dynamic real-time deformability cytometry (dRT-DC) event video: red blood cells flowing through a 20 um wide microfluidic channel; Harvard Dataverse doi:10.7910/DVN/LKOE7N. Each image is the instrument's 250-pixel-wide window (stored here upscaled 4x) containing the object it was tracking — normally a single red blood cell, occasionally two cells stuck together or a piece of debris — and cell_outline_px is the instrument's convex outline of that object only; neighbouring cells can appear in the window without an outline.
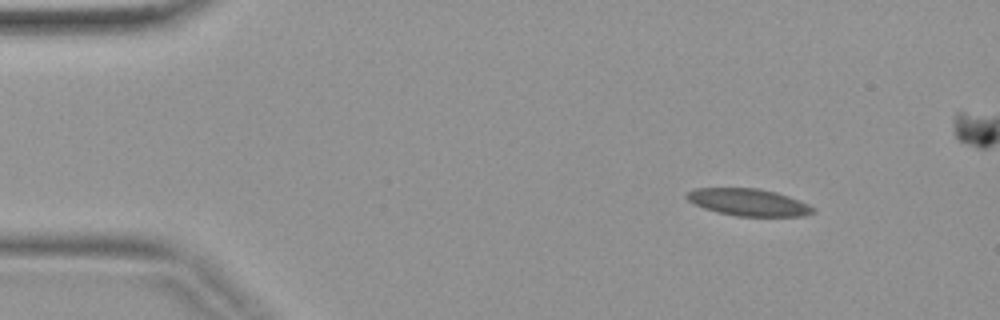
{"species": "common noctule bat (a hibernating species)", "species_latin": "Nyctalus noctula", "temperature_condition": "warm", "stored_images_in_passage": 4, "camera_frame_rate_fps": 3000, "um_per_image_px": 0.085, "animal": {"sex": "female", "body_mass_g": 19.9}, "frame": {"image": 1, "passage_image": 1, "time_ms": 0.0, "image_size_px": [1000, 320], "cell_outline_px": [[816, 212], [804, 216], [736, 216], [716, 212], [704, 208], [688, 200], [684, 196], [688, 192], [696, 188], [760, 188], [776, 192], [800, 200], [816, 208]], "centroid_in_image_um": [63.65, 17.19], "position_along_channel_um": 21.3, "area_um2": 20.06}}